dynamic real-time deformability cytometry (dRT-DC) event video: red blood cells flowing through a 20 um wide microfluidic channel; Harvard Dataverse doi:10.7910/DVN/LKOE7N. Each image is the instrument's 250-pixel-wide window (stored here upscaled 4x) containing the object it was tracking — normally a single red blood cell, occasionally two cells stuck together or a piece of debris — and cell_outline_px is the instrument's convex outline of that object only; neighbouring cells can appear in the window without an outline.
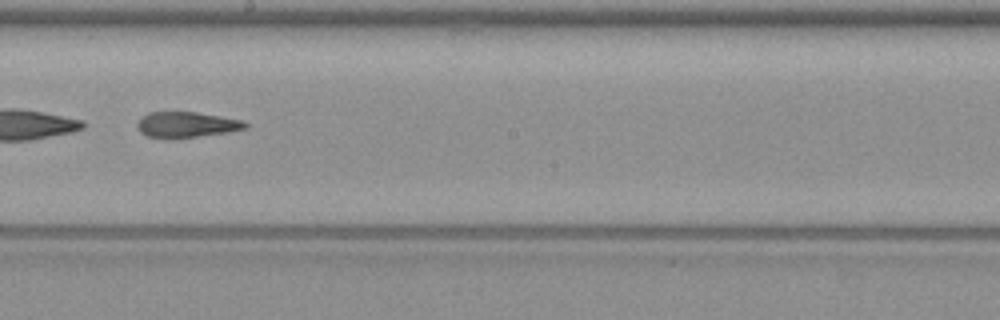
{"species": "common noctule bat (a hibernating species)", "species_latin": "Nyctalus noctula", "temperature_condition": "warm", "stored_images_in_passage": 53, "segment_of_instrument_passage": [2, 2], "camera_frame_rate_fps": 3000, "um_per_image_px": 0.085, "animal": {"sex": "female", "body_mass_g": 19.3, "forearm_length_mm": 54.1}, "frame": {"image": 1, "passage_image": 30, "time_ms": 9.667, "image_size_px": [1000, 320], "cell_outline_px": [[248, 128], [228, 132], [172, 140], [168, 140], [148, 136], [140, 132], [136, 124], [148, 112], [196, 112], [244, 120], [248, 124]], "centroid_in_image_um": [15.87, 10.62], "position_along_channel_um": 232.3, "area_um2": 16.42}}